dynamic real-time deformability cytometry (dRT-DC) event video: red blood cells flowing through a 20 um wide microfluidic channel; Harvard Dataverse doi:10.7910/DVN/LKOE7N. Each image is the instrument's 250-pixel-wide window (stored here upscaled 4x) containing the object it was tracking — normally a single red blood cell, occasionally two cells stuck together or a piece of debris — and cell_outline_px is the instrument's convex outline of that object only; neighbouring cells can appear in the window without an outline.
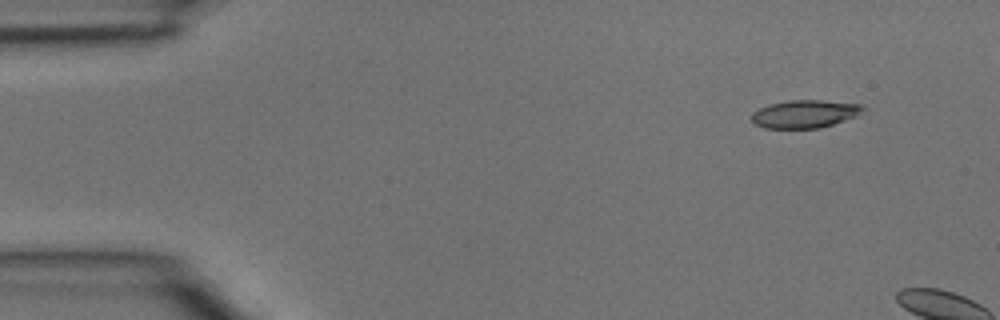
{"species": "common noctule bat (a hibernating species)", "species_latin": "Nyctalus noctula", "temperature_condition": "room temperature", "stored_images_in_passage": 2, "camera_frame_rate_fps": 3000, "um_per_image_px": 0.085, "animal": {"sex": "male", "body_mass_g": 15.6}, "frame": {"image": 1, "passage_image": 1, "time_ms": 0.0, "image_size_px": [1000, 320], "cell_outline_px": [[864, 108], [856, 116], [820, 128], [764, 128], [756, 124], [752, 120], [752, 112], [768, 104], [788, 100], [820, 100], [864, 104]], "centroid_in_image_um": [68.39, 9.67], "position_along_channel_um": 16.6, "area_um2": 18.03}}